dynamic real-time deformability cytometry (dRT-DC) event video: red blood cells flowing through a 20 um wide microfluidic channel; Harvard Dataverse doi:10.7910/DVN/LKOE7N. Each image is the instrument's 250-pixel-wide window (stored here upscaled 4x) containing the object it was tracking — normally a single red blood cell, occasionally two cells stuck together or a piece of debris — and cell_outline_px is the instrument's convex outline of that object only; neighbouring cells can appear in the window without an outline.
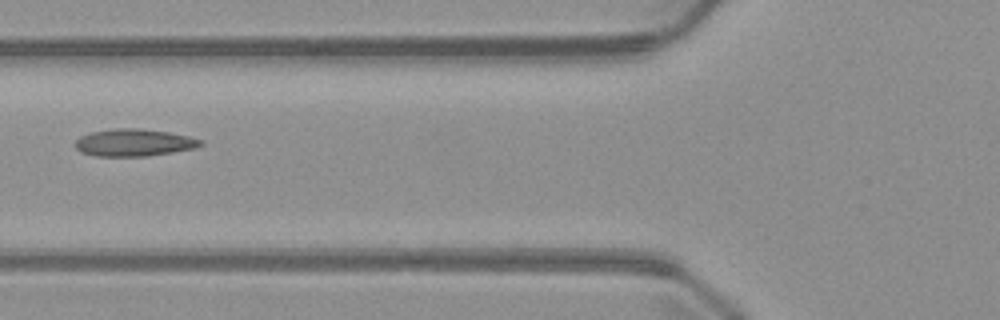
{"species": "common noctule bat (a hibernating species)", "species_latin": "Nyctalus noctula", "temperature_condition": "warm", "stored_images_in_passage": 2, "camera_frame_rate_fps": 3000, "um_per_image_px": 0.085, "animal": {"sex": "male", "body_mass_g": 23.1, "forearm_length_mm": 52.7}, "frame": {"image": 1, "passage_image": 2, "time_ms": 1.0, "image_size_px": [1000, 320], "cell_outline_px": [[204, 144], [192, 148], [172, 152], [148, 156], [96, 156], [80, 152], [76, 148], [76, 140], [80, 136], [92, 132], [116, 128], [140, 128], [168, 132], [188, 136], [200, 140]], "centroid_in_image_um": [11.35, 12.12], "position_along_channel_um": 114.4, "area_um2": 19.71}}